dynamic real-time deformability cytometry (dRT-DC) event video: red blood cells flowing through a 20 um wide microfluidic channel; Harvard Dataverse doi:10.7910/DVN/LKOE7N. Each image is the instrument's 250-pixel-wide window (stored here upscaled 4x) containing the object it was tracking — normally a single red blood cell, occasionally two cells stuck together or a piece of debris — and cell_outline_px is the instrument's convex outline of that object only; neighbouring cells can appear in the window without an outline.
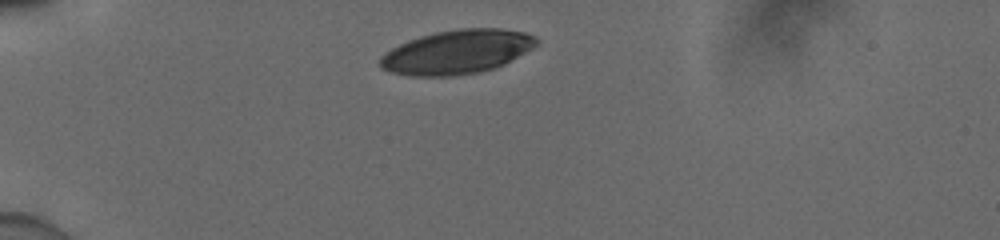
{"species": "human", "species_latin": "Homo sapiens", "temperature_condition": "cold", "stored_images_in_passage": 32, "camera_frame_rate_fps": 3000, "um_per_image_px": 0.085, "donor": {"sex": "male"}, "frame": {"image": 1, "passage_image": 1, "time_ms": 0.0, "image_size_px": [1000, 240], "cell_outline_px": [[540, 40], [532, 48], [504, 64], [480, 72], [452, 76], [412, 76], [392, 72], [380, 68], [380, 56], [392, 48], [408, 40], [420, 36], [436, 32], [460, 28], [500, 28], [524, 32], [536, 36]], "centroid_in_image_um": [38.84, 4.41], "position_along_channel_um": 46.2, "area_um2": 40.0}}
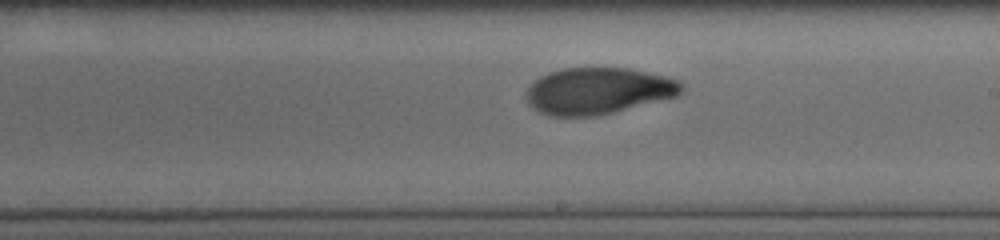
{"frame": {"image": 2, "passage_image": 19, "time_ms": 6.0, "image_size_px": [1000, 240], "cell_outline_px": [[684, 92], [680, 96], [596, 116], [548, 116], [540, 112], [528, 104], [528, 88], [540, 76], [548, 72], [564, 68], [628, 68], [648, 72], [680, 80], [684, 84]], "centroid_in_image_um": [50.91, 7.72], "position_along_channel_um": 238.1, "area_um2": 42.25}}
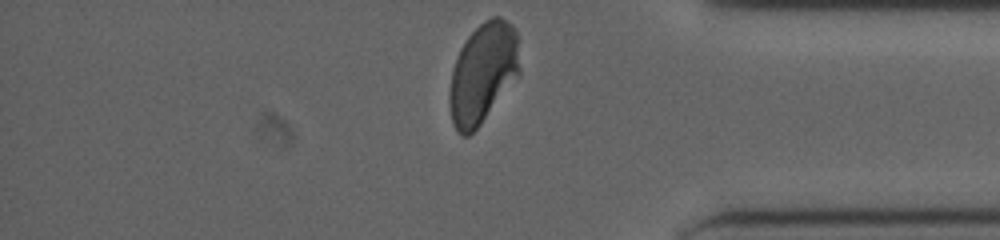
{"frame": {"image": 3, "passage_image": 32, "time_ms": 10.333, "image_size_px": [1000, 240], "cell_outline_px": [[520, 72], [480, 124], [468, 136], [460, 136], [452, 120], [448, 100], [448, 96], [452, 68], [460, 48], [468, 36], [484, 20], [492, 16], [500, 16], [512, 24], [520, 40]], "centroid_in_image_um": [41.05, 6.16], "position_along_channel_um": 394.1, "area_um2": 41.1}, "authors_computed_cell_mechanics": {"area_um2": 42.1651, "velocity_mm_per_s": 3.8811, "shape_relaxation_time_tau1_ms": 3.8209, "shape_relaxation_time_tau2_ms": 1.2104, "deformation_change_tau1": 0.1726, "deformation_change_tau2": 0.054}}